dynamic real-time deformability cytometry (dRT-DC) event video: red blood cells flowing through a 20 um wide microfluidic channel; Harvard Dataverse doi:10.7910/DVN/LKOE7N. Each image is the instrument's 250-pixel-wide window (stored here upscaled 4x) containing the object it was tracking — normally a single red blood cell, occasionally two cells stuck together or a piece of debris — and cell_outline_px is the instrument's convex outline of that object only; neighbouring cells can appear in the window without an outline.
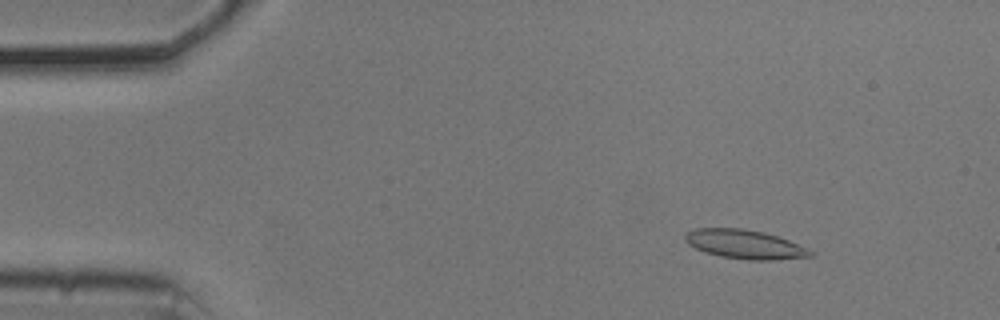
{"species": "common noctule bat (a hibernating species)", "species_latin": "Nyctalus noctula", "temperature_condition": "cold", "stored_images_in_passage": 27, "camera_frame_rate_fps": 3000, "um_per_image_px": 0.085, "animal": {"sex": "male", "body_mass_g": 20.5, "forearm_length_mm": 52.5}, "frame": {"image": 1, "passage_image": 7, "time_ms": 2.0, "image_size_px": [1000, 320], "cell_outline_px": [[816, 252], [812, 256], [772, 260], [748, 260], [720, 256], [704, 252], [688, 244], [684, 240], [684, 236], [688, 232], [696, 228], [740, 228], [764, 232], [788, 240]], "centroid_in_image_um": [63.3, 20.77], "position_along_channel_um": 21.7, "area_um2": 21.1}}
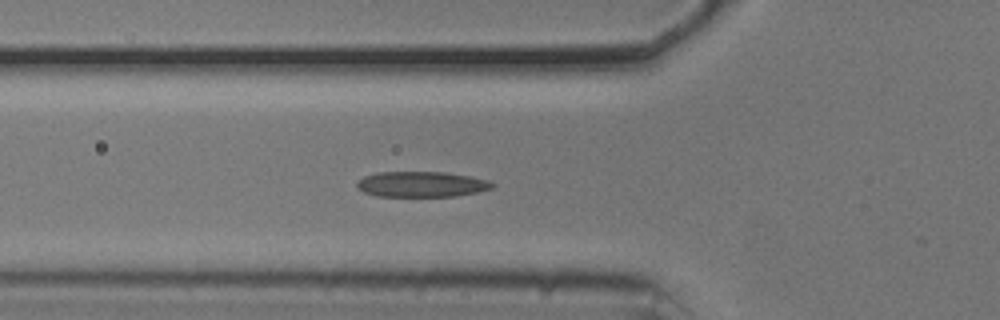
{"frame": {"image": 2, "passage_image": 19, "time_ms": 6.0, "image_size_px": [1000, 320], "cell_outline_px": [[496, 184], [492, 188], [476, 192], [456, 196], [376, 196], [364, 192], [356, 188], [356, 184], [364, 176], [376, 172], [444, 172], [472, 176], [488, 180]], "centroid_in_image_um": [35.83, 15.66], "position_along_channel_um": 90.0, "area_um2": 20.17}}
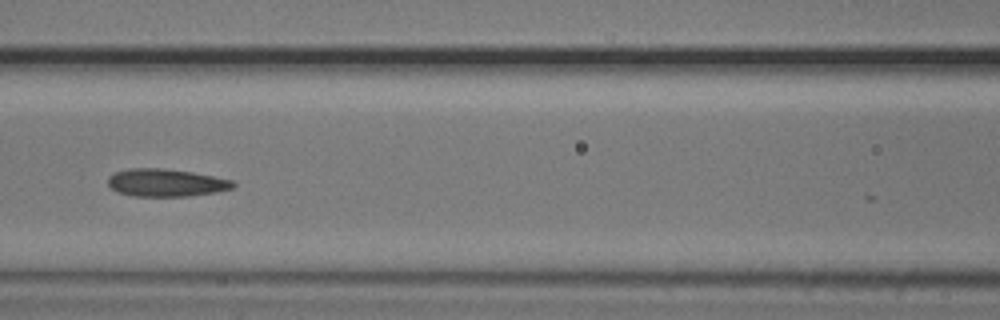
{"frame": {"image": 3, "passage_image": 24, "time_ms": 7.667, "image_size_px": [1000, 320], "cell_outline_px": [[236, 184], [232, 188], [216, 192], [188, 196], [132, 196], [120, 192], [112, 188], [108, 184], [108, 176], [116, 172], [128, 168], [164, 168], [192, 172], [232, 180]], "centroid_in_image_um": [14.1, 15.52], "position_along_channel_um": 152.5, "area_um2": 20.06}}